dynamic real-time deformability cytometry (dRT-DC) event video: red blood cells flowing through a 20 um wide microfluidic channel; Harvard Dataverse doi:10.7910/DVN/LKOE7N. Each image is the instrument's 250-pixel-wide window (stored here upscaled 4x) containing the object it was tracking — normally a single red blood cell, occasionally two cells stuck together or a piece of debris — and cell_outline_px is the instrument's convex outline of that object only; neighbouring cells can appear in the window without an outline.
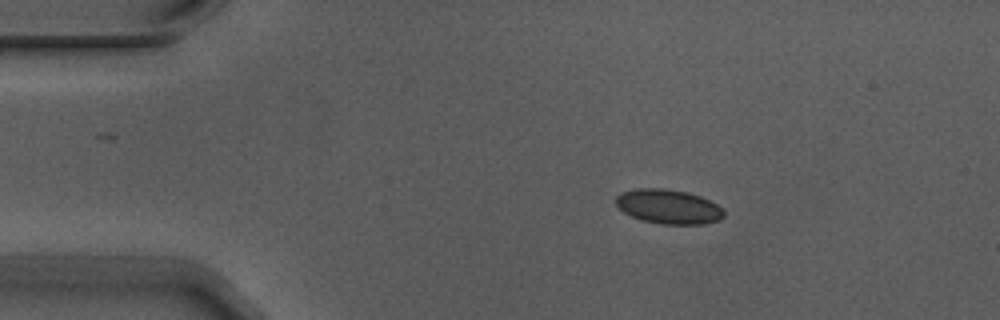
{"species": "Egyptian fruit bat (a non-hibernating species)", "species_latin": "Rousettus aegyptiacus", "temperature_condition": "warm", "stored_images_in_passage": 2, "camera_frame_rate_fps": 3000, "um_per_image_px": 0.085, "animal": {"sex": "male"}, "frame": {"image": 1, "passage_image": 1, "time_ms": 0.0, "image_size_px": [1000, 320], "cell_outline_px": [[724, 216], [720, 220], [704, 224], [664, 224], [644, 220], [632, 216], [624, 212], [616, 204], [616, 196], [620, 192], [636, 188], [664, 188], [688, 192], [700, 196], [724, 208]], "centroid_in_image_um": [56.84, 17.55], "position_along_channel_um": 28.2, "area_um2": 21.68}}